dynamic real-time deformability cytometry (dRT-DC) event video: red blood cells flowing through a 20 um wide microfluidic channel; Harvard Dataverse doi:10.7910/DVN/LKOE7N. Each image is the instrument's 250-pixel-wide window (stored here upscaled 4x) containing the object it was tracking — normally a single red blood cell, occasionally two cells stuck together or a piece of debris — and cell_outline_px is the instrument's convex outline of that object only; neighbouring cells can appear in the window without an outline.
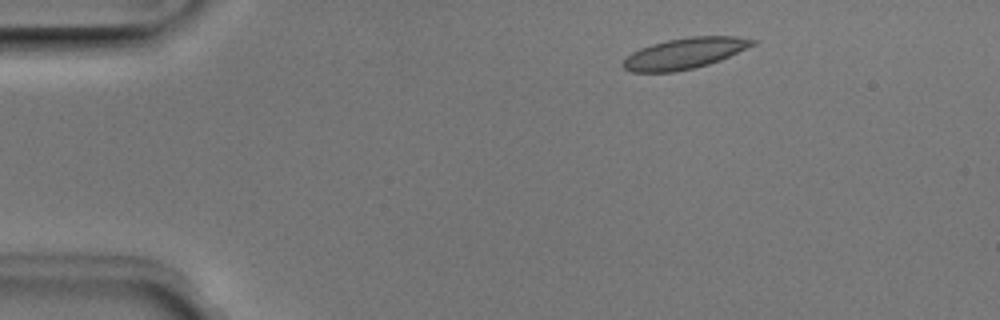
{"species": "Egyptian fruit bat (a non-hibernating species)", "species_latin": "Rousettus aegyptiacus", "temperature_condition": "room temperature", "stored_images_in_passage": 5, "camera_frame_rate_fps": 3000, "um_per_image_px": 0.085, "animal": {"sex": "male"}, "frame": {"image": 1, "passage_image": 1, "time_ms": 0.0, "image_size_px": [1000, 320], "cell_outline_px": [[760, 40], [756, 44], [720, 60], [708, 64], [676, 72], [632, 72], [624, 68], [620, 64], [632, 52], [640, 48], [652, 44], [668, 40], [692, 36], [736, 36]], "centroid_in_image_um": [58.21, 4.53], "position_along_channel_um": 26.8, "area_um2": 23.29}}
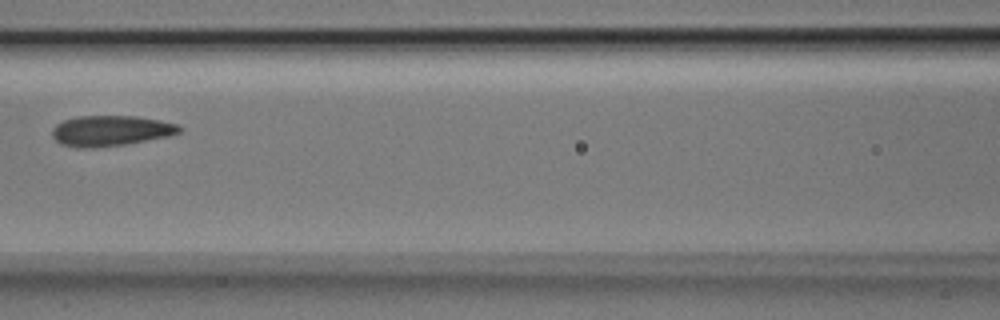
{"frame": {"image": 2, "passage_image": 5, "time_ms": 1.333, "image_size_px": [1000, 320], "cell_outline_px": [[184, 128], [180, 132], [168, 136], [124, 144], [92, 148], [76, 148], [60, 144], [52, 136], [52, 128], [56, 124], [64, 120], [76, 116], [136, 116], [160, 120], [176, 124]], "centroid_in_image_um": [9.38, 11.11], "position_along_channel_um": 157.2, "area_um2": 22.66}}